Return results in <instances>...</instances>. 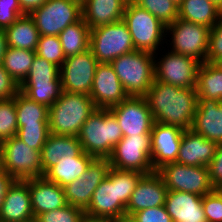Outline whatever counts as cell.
I'll return each instance as SVG.
<instances>
[{"label":"cell","instance_id":"1","mask_svg":"<svg viewBox=\"0 0 222 222\" xmlns=\"http://www.w3.org/2000/svg\"><path fill=\"white\" fill-rule=\"evenodd\" d=\"M145 98L154 122L191 129L198 104L196 88H180L154 79Z\"/></svg>","mask_w":222,"mask_h":222},{"label":"cell","instance_id":"2","mask_svg":"<svg viewBox=\"0 0 222 222\" xmlns=\"http://www.w3.org/2000/svg\"><path fill=\"white\" fill-rule=\"evenodd\" d=\"M144 174L111 167L107 177L93 192L85 210L86 217L115 219L126 215V206L139 180Z\"/></svg>","mask_w":222,"mask_h":222},{"label":"cell","instance_id":"3","mask_svg":"<svg viewBox=\"0 0 222 222\" xmlns=\"http://www.w3.org/2000/svg\"><path fill=\"white\" fill-rule=\"evenodd\" d=\"M77 137L85 153L94 158L108 159L123 134L114 114L109 109L97 108Z\"/></svg>","mask_w":222,"mask_h":222},{"label":"cell","instance_id":"4","mask_svg":"<svg viewBox=\"0 0 222 222\" xmlns=\"http://www.w3.org/2000/svg\"><path fill=\"white\" fill-rule=\"evenodd\" d=\"M96 109L89 95L62 91L59 99L49 107L50 133L78 136L83 124Z\"/></svg>","mask_w":222,"mask_h":222},{"label":"cell","instance_id":"5","mask_svg":"<svg viewBox=\"0 0 222 222\" xmlns=\"http://www.w3.org/2000/svg\"><path fill=\"white\" fill-rule=\"evenodd\" d=\"M154 59L150 52L135 50L110 63L128 96L147 95L155 79Z\"/></svg>","mask_w":222,"mask_h":222},{"label":"cell","instance_id":"6","mask_svg":"<svg viewBox=\"0 0 222 222\" xmlns=\"http://www.w3.org/2000/svg\"><path fill=\"white\" fill-rule=\"evenodd\" d=\"M123 21L131 34L135 50L155 54L163 50L165 43L169 44L166 41V25L134 2L126 3Z\"/></svg>","mask_w":222,"mask_h":222},{"label":"cell","instance_id":"7","mask_svg":"<svg viewBox=\"0 0 222 222\" xmlns=\"http://www.w3.org/2000/svg\"><path fill=\"white\" fill-rule=\"evenodd\" d=\"M89 49L99 63L107 64L135 51V46L126 23L121 20L91 29Z\"/></svg>","mask_w":222,"mask_h":222},{"label":"cell","instance_id":"8","mask_svg":"<svg viewBox=\"0 0 222 222\" xmlns=\"http://www.w3.org/2000/svg\"><path fill=\"white\" fill-rule=\"evenodd\" d=\"M151 134L131 135L123 137L110 155L111 167L149 174L154 172L151 163Z\"/></svg>","mask_w":222,"mask_h":222},{"label":"cell","instance_id":"9","mask_svg":"<svg viewBox=\"0 0 222 222\" xmlns=\"http://www.w3.org/2000/svg\"><path fill=\"white\" fill-rule=\"evenodd\" d=\"M2 167L14 180L42 177L41 152L27 146L17 136L1 142Z\"/></svg>","mask_w":222,"mask_h":222},{"label":"cell","instance_id":"10","mask_svg":"<svg viewBox=\"0 0 222 222\" xmlns=\"http://www.w3.org/2000/svg\"><path fill=\"white\" fill-rule=\"evenodd\" d=\"M210 30L206 26L177 18L166 26V36L172 40L167 48L170 47V51L196 59L202 64L206 62Z\"/></svg>","mask_w":222,"mask_h":222},{"label":"cell","instance_id":"11","mask_svg":"<svg viewBox=\"0 0 222 222\" xmlns=\"http://www.w3.org/2000/svg\"><path fill=\"white\" fill-rule=\"evenodd\" d=\"M29 16L40 36H58L67 26L82 18L81 3L76 0H48Z\"/></svg>","mask_w":222,"mask_h":222},{"label":"cell","instance_id":"12","mask_svg":"<svg viewBox=\"0 0 222 222\" xmlns=\"http://www.w3.org/2000/svg\"><path fill=\"white\" fill-rule=\"evenodd\" d=\"M154 54L155 80L180 88H196L199 61L168 49ZM166 52L165 54H163ZM161 53L162 56L158 57ZM157 58V59H156Z\"/></svg>","mask_w":222,"mask_h":222},{"label":"cell","instance_id":"13","mask_svg":"<svg viewBox=\"0 0 222 222\" xmlns=\"http://www.w3.org/2000/svg\"><path fill=\"white\" fill-rule=\"evenodd\" d=\"M168 191H182L205 196L214 189L210 182L208 167L187 166L177 162L163 165L157 170Z\"/></svg>","mask_w":222,"mask_h":222},{"label":"cell","instance_id":"14","mask_svg":"<svg viewBox=\"0 0 222 222\" xmlns=\"http://www.w3.org/2000/svg\"><path fill=\"white\" fill-rule=\"evenodd\" d=\"M99 62L91 50L66 57L60 67L62 91L70 93L91 94L96 67Z\"/></svg>","mask_w":222,"mask_h":222},{"label":"cell","instance_id":"15","mask_svg":"<svg viewBox=\"0 0 222 222\" xmlns=\"http://www.w3.org/2000/svg\"><path fill=\"white\" fill-rule=\"evenodd\" d=\"M109 110L117 119L123 137L151 134L154 120L145 97L128 96Z\"/></svg>","mask_w":222,"mask_h":222},{"label":"cell","instance_id":"16","mask_svg":"<svg viewBox=\"0 0 222 222\" xmlns=\"http://www.w3.org/2000/svg\"><path fill=\"white\" fill-rule=\"evenodd\" d=\"M110 168L109 159L95 158L79 178L63 187L67 204L85 211L93 192L107 177Z\"/></svg>","mask_w":222,"mask_h":222},{"label":"cell","instance_id":"17","mask_svg":"<svg viewBox=\"0 0 222 222\" xmlns=\"http://www.w3.org/2000/svg\"><path fill=\"white\" fill-rule=\"evenodd\" d=\"M128 97L110 63L96 67L90 98L96 108L109 109Z\"/></svg>","mask_w":222,"mask_h":222},{"label":"cell","instance_id":"18","mask_svg":"<svg viewBox=\"0 0 222 222\" xmlns=\"http://www.w3.org/2000/svg\"><path fill=\"white\" fill-rule=\"evenodd\" d=\"M183 132L175 126L153 123L151 163L155 171L167 163L176 162Z\"/></svg>","mask_w":222,"mask_h":222},{"label":"cell","instance_id":"19","mask_svg":"<svg viewBox=\"0 0 222 222\" xmlns=\"http://www.w3.org/2000/svg\"><path fill=\"white\" fill-rule=\"evenodd\" d=\"M167 192L165 182L157 171L144 174L130 196L126 215L132 216L137 211L164 205Z\"/></svg>","mask_w":222,"mask_h":222},{"label":"cell","instance_id":"20","mask_svg":"<svg viewBox=\"0 0 222 222\" xmlns=\"http://www.w3.org/2000/svg\"><path fill=\"white\" fill-rule=\"evenodd\" d=\"M33 219L35 218L31 206L28 179L14 180L4 196L0 210V221L28 222Z\"/></svg>","mask_w":222,"mask_h":222},{"label":"cell","instance_id":"21","mask_svg":"<svg viewBox=\"0 0 222 222\" xmlns=\"http://www.w3.org/2000/svg\"><path fill=\"white\" fill-rule=\"evenodd\" d=\"M218 144L204 138L192 129L184 130L176 162L187 166L208 167Z\"/></svg>","mask_w":222,"mask_h":222},{"label":"cell","instance_id":"22","mask_svg":"<svg viewBox=\"0 0 222 222\" xmlns=\"http://www.w3.org/2000/svg\"><path fill=\"white\" fill-rule=\"evenodd\" d=\"M191 129L210 141L222 144V101L198 98Z\"/></svg>","mask_w":222,"mask_h":222},{"label":"cell","instance_id":"23","mask_svg":"<svg viewBox=\"0 0 222 222\" xmlns=\"http://www.w3.org/2000/svg\"><path fill=\"white\" fill-rule=\"evenodd\" d=\"M28 189L34 218L67 204L63 187L47 180L44 176L28 179Z\"/></svg>","mask_w":222,"mask_h":222},{"label":"cell","instance_id":"24","mask_svg":"<svg viewBox=\"0 0 222 222\" xmlns=\"http://www.w3.org/2000/svg\"><path fill=\"white\" fill-rule=\"evenodd\" d=\"M202 199L190 192L168 191L164 206L173 222H207Z\"/></svg>","mask_w":222,"mask_h":222},{"label":"cell","instance_id":"25","mask_svg":"<svg viewBox=\"0 0 222 222\" xmlns=\"http://www.w3.org/2000/svg\"><path fill=\"white\" fill-rule=\"evenodd\" d=\"M124 0H85L81 4L82 19L90 29L123 20Z\"/></svg>","mask_w":222,"mask_h":222},{"label":"cell","instance_id":"26","mask_svg":"<svg viewBox=\"0 0 222 222\" xmlns=\"http://www.w3.org/2000/svg\"><path fill=\"white\" fill-rule=\"evenodd\" d=\"M83 151L77 136L50 133L41 149L42 175L61 158L77 157Z\"/></svg>","mask_w":222,"mask_h":222},{"label":"cell","instance_id":"27","mask_svg":"<svg viewBox=\"0 0 222 222\" xmlns=\"http://www.w3.org/2000/svg\"><path fill=\"white\" fill-rule=\"evenodd\" d=\"M95 158L82 151L77 157L61 158L57 164L50 167L44 177L61 187L79 178Z\"/></svg>","mask_w":222,"mask_h":222},{"label":"cell","instance_id":"28","mask_svg":"<svg viewBox=\"0 0 222 222\" xmlns=\"http://www.w3.org/2000/svg\"><path fill=\"white\" fill-rule=\"evenodd\" d=\"M222 11L210 0H183L179 3L178 18L212 29Z\"/></svg>","mask_w":222,"mask_h":222},{"label":"cell","instance_id":"29","mask_svg":"<svg viewBox=\"0 0 222 222\" xmlns=\"http://www.w3.org/2000/svg\"><path fill=\"white\" fill-rule=\"evenodd\" d=\"M4 31L8 47L36 51L40 34L29 15L19 17Z\"/></svg>","mask_w":222,"mask_h":222},{"label":"cell","instance_id":"30","mask_svg":"<svg viewBox=\"0 0 222 222\" xmlns=\"http://www.w3.org/2000/svg\"><path fill=\"white\" fill-rule=\"evenodd\" d=\"M90 30L81 18L58 35L65 57L77 55L89 49Z\"/></svg>","mask_w":222,"mask_h":222},{"label":"cell","instance_id":"31","mask_svg":"<svg viewBox=\"0 0 222 222\" xmlns=\"http://www.w3.org/2000/svg\"><path fill=\"white\" fill-rule=\"evenodd\" d=\"M198 98L222 101V72L212 63L204 62L197 72Z\"/></svg>","mask_w":222,"mask_h":222},{"label":"cell","instance_id":"32","mask_svg":"<svg viewBox=\"0 0 222 222\" xmlns=\"http://www.w3.org/2000/svg\"><path fill=\"white\" fill-rule=\"evenodd\" d=\"M15 98L17 125H49V108L29 99L21 91Z\"/></svg>","mask_w":222,"mask_h":222},{"label":"cell","instance_id":"33","mask_svg":"<svg viewBox=\"0 0 222 222\" xmlns=\"http://www.w3.org/2000/svg\"><path fill=\"white\" fill-rule=\"evenodd\" d=\"M35 56V51L7 47L2 65L10 76L20 85L27 77Z\"/></svg>","mask_w":222,"mask_h":222},{"label":"cell","instance_id":"34","mask_svg":"<svg viewBox=\"0 0 222 222\" xmlns=\"http://www.w3.org/2000/svg\"><path fill=\"white\" fill-rule=\"evenodd\" d=\"M21 84H61L60 68L36 55L27 77Z\"/></svg>","mask_w":222,"mask_h":222},{"label":"cell","instance_id":"35","mask_svg":"<svg viewBox=\"0 0 222 222\" xmlns=\"http://www.w3.org/2000/svg\"><path fill=\"white\" fill-rule=\"evenodd\" d=\"M19 91L32 101L49 108L59 99L62 88L61 84H20Z\"/></svg>","mask_w":222,"mask_h":222},{"label":"cell","instance_id":"36","mask_svg":"<svg viewBox=\"0 0 222 222\" xmlns=\"http://www.w3.org/2000/svg\"><path fill=\"white\" fill-rule=\"evenodd\" d=\"M134 3L156 16L166 26L178 18L179 4L174 0H135Z\"/></svg>","mask_w":222,"mask_h":222},{"label":"cell","instance_id":"37","mask_svg":"<svg viewBox=\"0 0 222 222\" xmlns=\"http://www.w3.org/2000/svg\"><path fill=\"white\" fill-rule=\"evenodd\" d=\"M15 98L0 100V143L17 135Z\"/></svg>","mask_w":222,"mask_h":222},{"label":"cell","instance_id":"38","mask_svg":"<svg viewBox=\"0 0 222 222\" xmlns=\"http://www.w3.org/2000/svg\"><path fill=\"white\" fill-rule=\"evenodd\" d=\"M35 52L59 68L66 59L58 36H40Z\"/></svg>","mask_w":222,"mask_h":222},{"label":"cell","instance_id":"39","mask_svg":"<svg viewBox=\"0 0 222 222\" xmlns=\"http://www.w3.org/2000/svg\"><path fill=\"white\" fill-rule=\"evenodd\" d=\"M49 134V125H18L16 136L30 148L41 152Z\"/></svg>","mask_w":222,"mask_h":222},{"label":"cell","instance_id":"40","mask_svg":"<svg viewBox=\"0 0 222 222\" xmlns=\"http://www.w3.org/2000/svg\"><path fill=\"white\" fill-rule=\"evenodd\" d=\"M85 211L78 207L66 204L64 207L39 214L36 222H83Z\"/></svg>","mask_w":222,"mask_h":222},{"label":"cell","instance_id":"41","mask_svg":"<svg viewBox=\"0 0 222 222\" xmlns=\"http://www.w3.org/2000/svg\"><path fill=\"white\" fill-rule=\"evenodd\" d=\"M202 205L207 222H222V190L203 196Z\"/></svg>","mask_w":222,"mask_h":222},{"label":"cell","instance_id":"42","mask_svg":"<svg viewBox=\"0 0 222 222\" xmlns=\"http://www.w3.org/2000/svg\"><path fill=\"white\" fill-rule=\"evenodd\" d=\"M220 57H222V15L210 30L206 62L213 63Z\"/></svg>","mask_w":222,"mask_h":222},{"label":"cell","instance_id":"43","mask_svg":"<svg viewBox=\"0 0 222 222\" xmlns=\"http://www.w3.org/2000/svg\"><path fill=\"white\" fill-rule=\"evenodd\" d=\"M25 15L18 0H0V28L10 27L19 17Z\"/></svg>","mask_w":222,"mask_h":222},{"label":"cell","instance_id":"44","mask_svg":"<svg viewBox=\"0 0 222 222\" xmlns=\"http://www.w3.org/2000/svg\"><path fill=\"white\" fill-rule=\"evenodd\" d=\"M132 217L137 222H173L164 205L137 211Z\"/></svg>","mask_w":222,"mask_h":222},{"label":"cell","instance_id":"45","mask_svg":"<svg viewBox=\"0 0 222 222\" xmlns=\"http://www.w3.org/2000/svg\"><path fill=\"white\" fill-rule=\"evenodd\" d=\"M210 182L214 190H222V144H218L215 155L208 165Z\"/></svg>","mask_w":222,"mask_h":222},{"label":"cell","instance_id":"46","mask_svg":"<svg viewBox=\"0 0 222 222\" xmlns=\"http://www.w3.org/2000/svg\"><path fill=\"white\" fill-rule=\"evenodd\" d=\"M19 92V84L0 64V100L11 99Z\"/></svg>","mask_w":222,"mask_h":222},{"label":"cell","instance_id":"47","mask_svg":"<svg viewBox=\"0 0 222 222\" xmlns=\"http://www.w3.org/2000/svg\"><path fill=\"white\" fill-rule=\"evenodd\" d=\"M48 0H18L21 11L29 15L35 9L41 7Z\"/></svg>","mask_w":222,"mask_h":222},{"label":"cell","instance_id":"48","mask_svg":"<svg viewBox=\"0 0 222 222\" xmlns=\"http://www.w3.org/2000/svg\"><path fill=\"white\" fill-rule=\"evenodd\" d=\"M13 181L14 179L4 170L0 172V210L6 191Z\"/></svg>","mask_w":222,"mask_h":222},{"label":"cell","instance_id":"49","mask_svg":"<svg viewBox=\"0 0 222 222\" xmlns=\"http://www.w3.org/2000/svg\"><path fill=\"white\" fill-rule=\"evenodd\" d=\"M7 40L4 29L0 28V64L3 62L4 55L7 50Z\"/></svg>","mask_w":222,"mask_h":222},{"label":"cell","instance_id":"50","mask_svg":"<svg viewBox=\"0 0 222 222\" xmlns=\"http://www.w3.org/2000/svg\"><path fill=\"white\" fill-rule=\"evenodd\" d=\"M113 222H137L132 216L123 215L113 219Z\"/></svg>","mask_w":222,"mask_h":222},{"label":"cell","instance_id":"51","mask_svg":"<svg viewBox=\"0 0 222 222\" xmlns=\"http://www.w3.org/2000/svg\"><path fill=\"white\" fill-rule=\"evenodd\" d=\"M83 222H113V219H94L85 217Z\"/></svg>","mask_w":222,"mask_h":222},{"label":"cell","instance_id":"52","mask_svg":"<svg viewBox=\"0 0 222 222\" xmlns=\"http://www.w3.org/2000/svg\"><path fill=\"white\" fill-rule=\"evenodd\" d=\"M212 64L222 72V57L215 60Z\"/></svg>","mask_w":222,"mask_h":222},{"label":"cell","instance_id":"53","mask_svg":"<svg viewBox=\"0 0 222 222\" xmlns=\"http://www.w3.org/2000/svg\"><path fill=\"white\" fill-rule=\"evenodd\" d=\"M210 1L222 11V0H210Z\"/></svg>","mask_w":222,"mask_h":222},{"label":"cell","instance_id":"54","mask_svg":"<svg viewBox=\"0 0 222 222\" xmlns=\"http://www.w3.org/2000/svg\"><path fill=\"white\" fill-rule=\"evenodd\" d=\"M3 170L2 167V151H1V143H0V172Z\"/></svg>","mask_w":222,"mask_h":222},{"label":"cell","instance_id":"55","mask_svg":"<svg viewBox=\"0 0 222 222\" xmlns=\"http://www.w3.org/2000/svg\"><path fill=\"white\" fill-rule=\"evenodd\" d=\"M125 2H134L135 0H124Z\"/></svg>","mask_w":222,"mask_h":222},{"label":"cell","instance_id":"56","mask_svg":"<svg viewBox=\"0 0 222 222\" xmlns=\"http://www.w3.org/2000/svg\"><path fill=\"white\" fill-rule=\"evenodd\" d=\"M176 3H180V2H182L183 0H174Z\"/></svg>","mask_w":222,"mask_h":222},{"label":"cell","instance_id":"57","mask_svg":"<svg viewBox=\"0 0 222 222\" xmlns=\"http://www.w3.org/2000/svg\"><path fill=\"white\" fill-rule=\"evenodd\" d=\"M78 2H80L81 4L85 1V0H76Z\"/></svg>","mask_w":222,"mask_h":222},{"label":"cell","instance_id":"58","mask_svg":"<svg viewBox=\"0 0 222 222\" xmlns=\"http://www.w3.org/2000/svg\"><path fill=\"white\" fill-rule=\"evenodd\" d=\"M28 222H36V220H35V219H33V220L28 221Z\"/></svg>","mask_w":222,"mask_h":222}]
</instances>
